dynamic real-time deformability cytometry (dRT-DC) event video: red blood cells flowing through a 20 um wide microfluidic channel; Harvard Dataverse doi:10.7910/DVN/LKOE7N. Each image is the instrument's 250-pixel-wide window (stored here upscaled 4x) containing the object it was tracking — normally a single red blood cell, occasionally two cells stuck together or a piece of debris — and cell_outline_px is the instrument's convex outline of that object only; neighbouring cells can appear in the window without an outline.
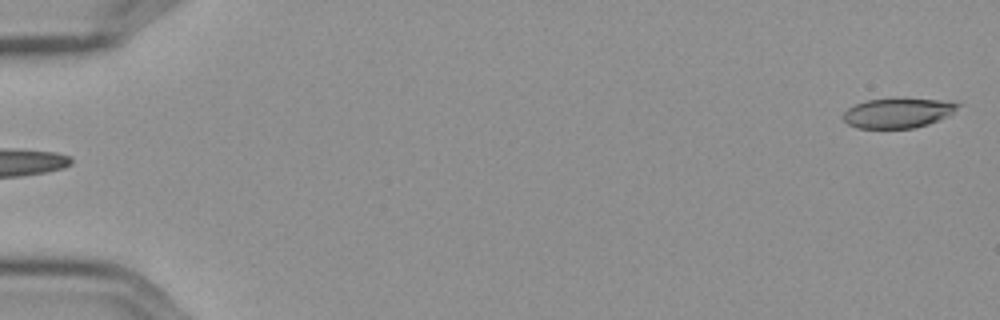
{"species": "Egyptian fruit bat (a non-hibernating species)", "species_latin": "Rousettus aegyptiacus", "temperature_condition": "cold", "stored_images_in_passage": 4, "camera_frame_rate_fps": 3000, "um_per_image_px": 0.085, "frame": {"image": 1, "passage_image": 4, "time_ms": 1.0, "image_size_px": [1000, 320], "cell_outline_px": [[964, 104], [948, 116], [940, 120], [928, 124], [912, 128], [856, 128], [848, 124], [844, 120], [844, 112], [848, 108], [856, 104], [868, 100], [940, 100]], "centroid_in_image_um": [76.35, 9.63], "position_along_channel_um": 8.7, "area_um2": 19.42}}